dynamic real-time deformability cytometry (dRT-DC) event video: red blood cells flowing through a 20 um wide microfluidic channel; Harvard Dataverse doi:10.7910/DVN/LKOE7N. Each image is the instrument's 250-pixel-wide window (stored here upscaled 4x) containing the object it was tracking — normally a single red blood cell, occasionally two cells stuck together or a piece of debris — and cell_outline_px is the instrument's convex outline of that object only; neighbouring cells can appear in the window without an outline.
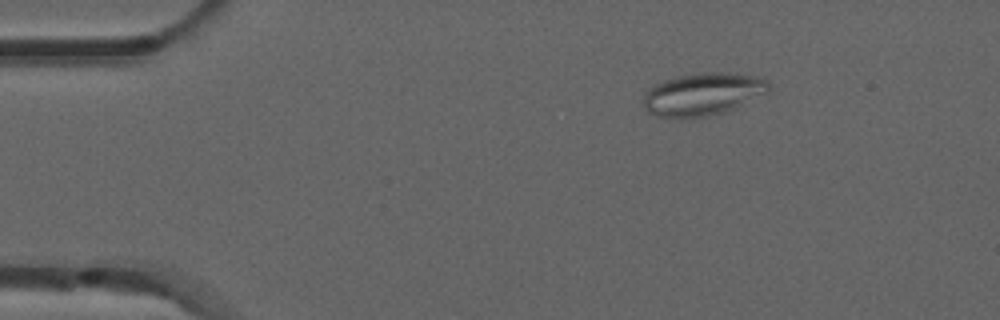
{"species": "common noctule bat (a hibernating species)", "species_latin": "Nyctalus noctula", "temperature_condition": "room temperature", "stored_images_in_passage": 6, "camera_frame_rate_fps": 3000, "um_per_image_px": 0.085, "animal": {"sex": "male", "forearm_length_mm": 52.5}, "frame": {"image": 1, "passage_image": 3, "time_ms": 0.667, "image_size_px": [1000, 320], "cell_outline_px": [[768, 92], [728, 112], [708, 116], [680, 120], [656, 116], [648, 112], [644, 108], [644, 92], [648, 88], [664, 80], [676, 76], [700, 72], [724, 72], [756, 76], [768, 80]], "centroid_in_image_um": [59.7, 8.03], "position_along_channel_um": 25.3, "area_um2": 31.79}}